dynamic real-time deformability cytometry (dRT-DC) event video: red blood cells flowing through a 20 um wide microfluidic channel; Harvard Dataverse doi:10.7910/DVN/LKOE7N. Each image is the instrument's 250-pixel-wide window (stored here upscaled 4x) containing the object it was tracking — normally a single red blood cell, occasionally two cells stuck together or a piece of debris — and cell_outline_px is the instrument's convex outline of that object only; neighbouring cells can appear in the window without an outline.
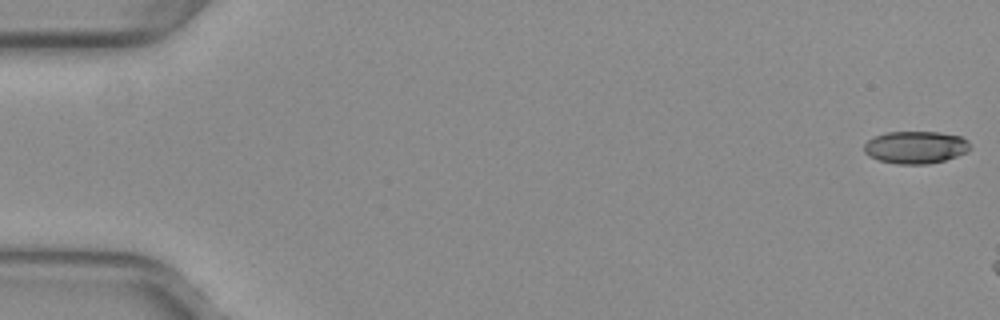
{"species": "common noctule bat (a hibernating species)", "species_latin": "Nyctalus noctula", "temperature_condition": "warm", "stored_images_in_passage": 7, "camera_frame_rate_fps": 3000, "um_per_image_px": 0.085, "animal": {"sex": "female", "body_mass_g": 29.2, "forearm_length_mm": 56.3}, "frame": {"image": 1, "passage_image": 1, "time_ms": 0.0, "image_size_px": [1000, 320], "cell_outline_px": [[972, 148], [968, 152], [944, 160], [928, 164], [896, 164], [880, 160], [864, 152], [864, 144], [868, 140], [884, 132], [940, 132], [960, 136], [968, 140]], "centroid_in_image_um": [77.87, 12.51], "position_along_channel_um": 7.1, "area_um2": 20.06}}